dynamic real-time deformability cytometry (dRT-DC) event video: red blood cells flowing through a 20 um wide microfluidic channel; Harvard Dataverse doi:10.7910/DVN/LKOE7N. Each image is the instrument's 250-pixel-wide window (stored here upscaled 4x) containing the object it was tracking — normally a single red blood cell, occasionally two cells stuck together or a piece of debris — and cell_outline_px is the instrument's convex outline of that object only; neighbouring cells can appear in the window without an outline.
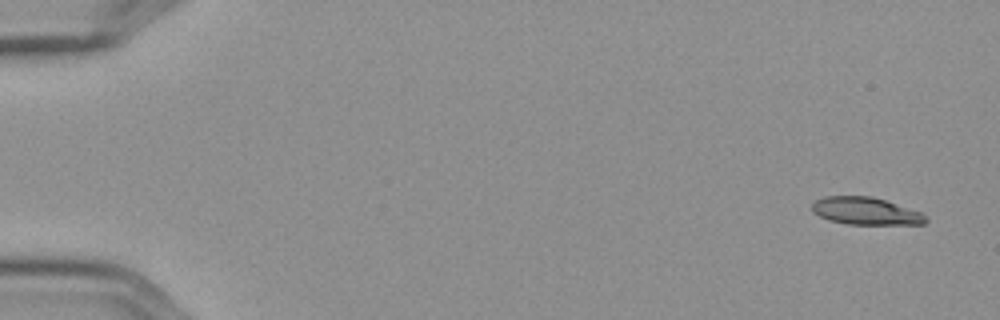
{"species": "Egyptian fruit bat (a non-hibernating species)", "species_latin": "Rousettus aegyptiacus", "temperature_condition": "cold", "stored_images_in_passage": 4, "camera_frame_rate_fps": 3000, "um_per_image_px": 0.085, "frame": {"image": 1, "passage_image": 1, "time_ms": 0.0, "image_size_px": [1000, 320], "cell_outline_px": [[928, 220], [924, 224], [848, 224], [828, 220], [812, 212], [812, 204], [816, 200], [824, 196], [872, 196], [920, 212]], "centroid_in_image_um": [73.54, 17.94], "position_along_channel_um": 11.5, "area_um2": 17.98}}